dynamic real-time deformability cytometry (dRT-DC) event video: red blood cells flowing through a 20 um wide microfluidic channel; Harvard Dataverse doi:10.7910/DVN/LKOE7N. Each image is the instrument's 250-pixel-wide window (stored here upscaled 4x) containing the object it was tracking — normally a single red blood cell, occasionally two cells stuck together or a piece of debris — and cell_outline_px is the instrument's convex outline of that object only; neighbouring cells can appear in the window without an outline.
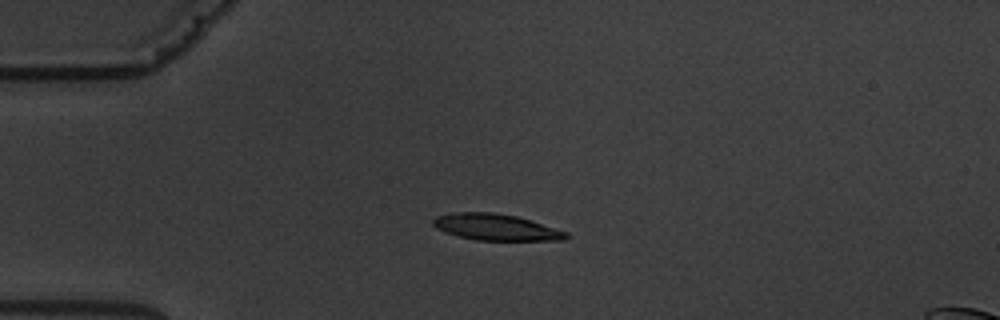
{"species": "common noctule bat (a hibernating species)", "species_latin": "Nyctalus noctula", "temperature_condition": "warm", "stored_images_in_passage": 6, "camera_frame_rate_fps": 3000, "um_per_image_px": 0.085, "animal": {"sex": "male", "body_mass_g": 19.5, "forearm_length_mm": 54.6}, "frame": {"image": 1, "passage_image": 4, "time_ms": 4.333, "image_size_px": [1000, 320], "cell_outline_px": [[568, 236], [564, 240], [476, 240], [456, 236], [444, 232], [436, 228], [432, 224], [432, 220], [436, 216], [452, 212], [492, 212], [516, 216], [568, 232]], "centroid_in_image_um": [42.09, 19.31], "position_along_channel_um": 42.9, "area_um2": 20.4}}